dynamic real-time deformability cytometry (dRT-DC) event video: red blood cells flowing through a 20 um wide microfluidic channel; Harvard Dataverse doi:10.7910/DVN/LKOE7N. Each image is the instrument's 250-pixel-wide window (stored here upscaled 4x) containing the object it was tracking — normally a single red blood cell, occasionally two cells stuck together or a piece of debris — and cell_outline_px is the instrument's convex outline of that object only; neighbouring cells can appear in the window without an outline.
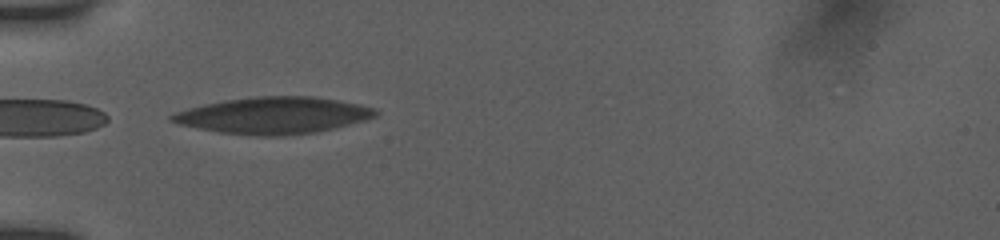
{"species": "human", "species_latin": "Homo sapiens", "temperature_condition": "room temperature", "stored_images_in_passage": 7, "camera_frame_rate_fps": 3000, "um_per_image_px": 0.085, "donor": {"sex": "female"}, "frame": {"image": 1, "passage_image": 1, "time_ms": 0.0, "image_size_px": [1000, 240], "cell_outline_px": [[380, 112], [376, 116], [364, 120], [316, 132], [284, 136], [256, 136], [220, 132], [196, 128], [176, 124], [168, 120], [168, 116], [176, 112], [188, 108], [204, 104], [228, 100], [256, 96], [312, 96], [360, 104], [376, 108]], "centroid_in_image_um": [23.22, 9.81], "position_along_channel_um": 61.8, "area_um2": 43.52}}
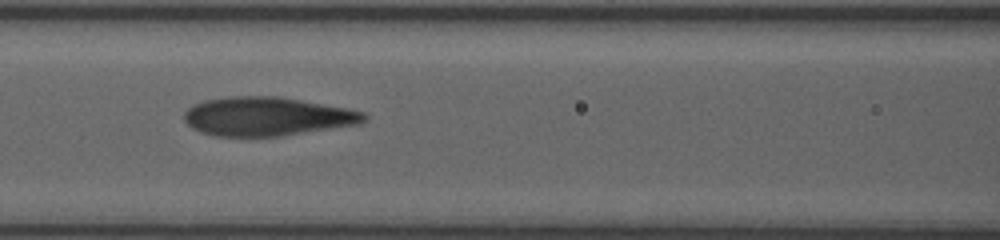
{"frame": {"image": 2, "passage_image": 4, "time_ms": 2.333, "image_size_px": [1000, 240], "cell_outline_px": [[368, 116], [360, 124], [280, 136], [216, 136], [200, 132], [192, 128], [184, 120], [184, 112], [192, 104], [204, 100], [228, 96], [280, 96], [348, 108], [364, 112]], "centroid_in_image_um": [22.68, 9.89], "position_along_channel_um": 143.9, "area_um2": 40.86}}
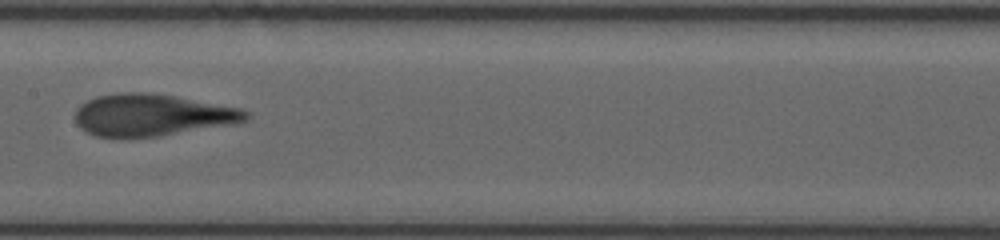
{"frame": {"image": 3, "passage_image": 6, "time_ms": 3.667, "image_size_px": [1000, 240], "cell_outline_px": [[252, 116], [248, 120], [240, 124], [160, 136], [128, 140], [96, 136], [80, 128], [76, 124], [76, 108], [80, 104], [96, 96], [120, 92], [148, 92], [172, 96], [240, 108], [248, 112]], "centroid_in_image_um": [12.94, 9.82], "position_along_channel_um": 194.5, "area_um2": 42.71}}